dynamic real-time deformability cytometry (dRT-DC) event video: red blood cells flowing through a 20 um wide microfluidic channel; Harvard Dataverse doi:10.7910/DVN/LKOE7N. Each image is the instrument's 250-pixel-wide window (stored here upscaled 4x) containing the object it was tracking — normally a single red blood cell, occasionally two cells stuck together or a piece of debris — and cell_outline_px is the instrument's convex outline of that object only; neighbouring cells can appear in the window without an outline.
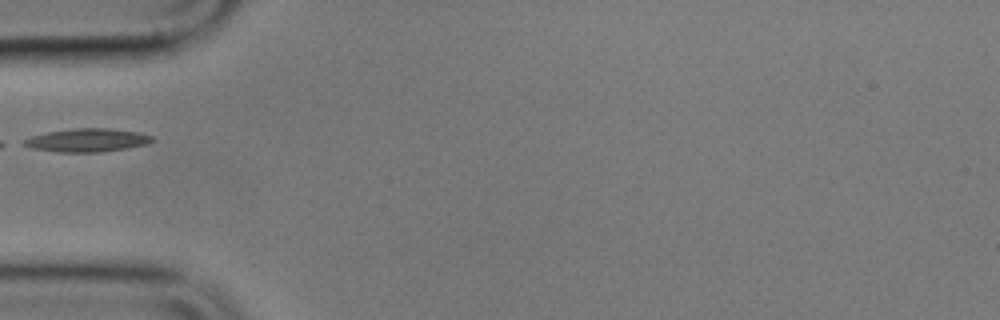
{"species": "common noctule bat (a hibernating species)", "species_latin": "Nyctalus noctula", "temperature_condition": "cold", "stored_images_in_passage": 5, "camera_frame_rate_fps": 3000, "um_per_image_px": 0.085, "animal": {"sex": "male", "body_mass_g": 17.9}, "frame": {"image": 1, "passage_image": 5, "time_ms": 6.0, "image_size_px": [1000, 320], "cell_outline_px": [[156, 140], [148, 144], [100, 152], [56, 152], [32, 148], [20, 144], [24, 140], [32, 136], [48, 132], [76, 128], [108, 128], [140, 132], [152, 136]], "centroid_in_image_um": [7.43, 11.91], "position_along_channel_um": 77.6, "area_um2": 17.4}}